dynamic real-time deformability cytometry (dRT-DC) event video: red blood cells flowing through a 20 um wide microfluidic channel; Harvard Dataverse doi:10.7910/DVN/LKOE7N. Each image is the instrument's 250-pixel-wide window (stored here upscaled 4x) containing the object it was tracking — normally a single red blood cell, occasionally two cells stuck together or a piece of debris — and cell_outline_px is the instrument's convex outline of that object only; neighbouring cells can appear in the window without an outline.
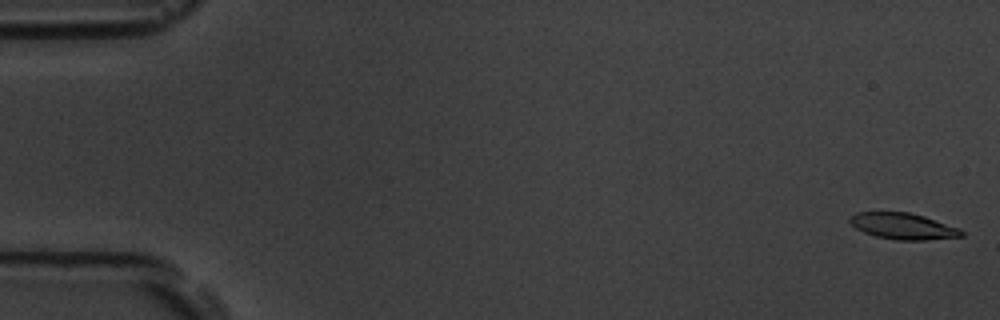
{"species": "common noctule bat (a hibernating species)", "species_latin": "Nyctalus noctula", "temperature_condition": "room temperature", "stored_images_in_passage": 55, "camera_frame_rate_fps": 3000, "um_per_image_px": 0.085, "animal": {"sex": "male", "body_mass_g": 19.5, "forearm_length_mm": 54.6}, "frame": {"image": 1, "passage_image": 1, "time_ms": 0.0, "image_size_px": [1000, 320], "cell_outline_px": [[964, 236], [924, 240], [896, 240], [876, 236], [864, 232], [856, 228], [848, 220], [856, 212], [908, 212], [924, 216], [960, 228], [964, 232]], "centroid_in_image_um": [76.78, 19.22], "position_along_channel_um": 8.2, "area_um2": 16.99}}
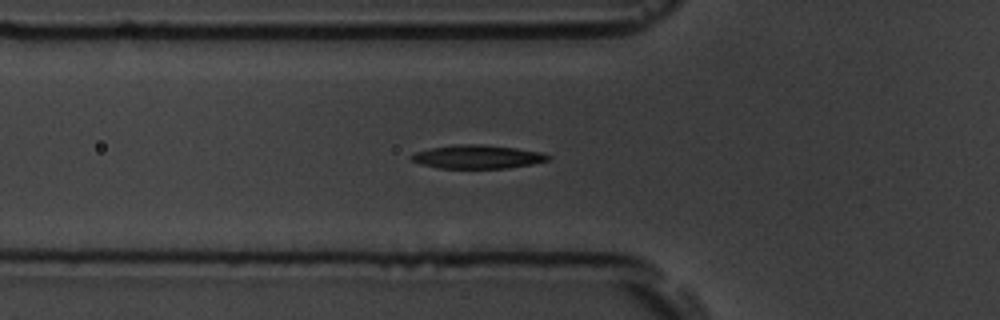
{"frame": {"image": 2, "passage_image": 19, "time_ms": 6.0, "image_size_px": [1000, 320], "cell_outline_px": [[552, 156], [548, 160], [532, 164], [508, 168], [440, 168], [420, 164], [412, 160], [408, 156], [416, 152], [432, 148], [460, 144], [484, 144], [516, 148], [544, 152]], "centroid_in_image_um": [40.62, 13.32], "position_along_channel_um": 85.2, "area_um2": 18.79}}
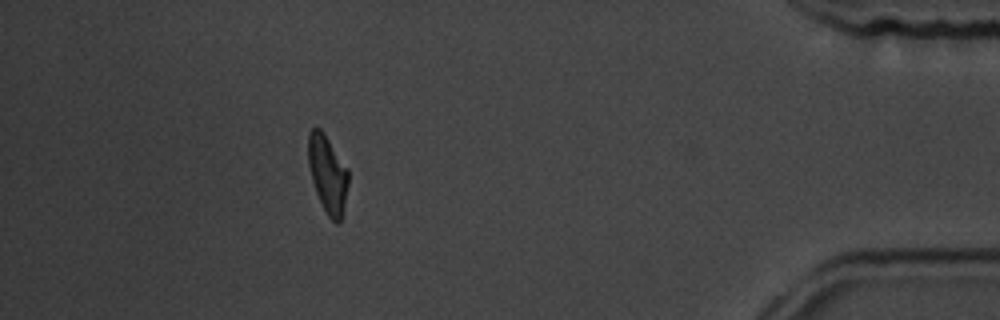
{"frame": {"image": 3, "passage_image": 49, "time_ms": 16.0, "image_size_px": [1000, 320], "cell_outline_px": [[348, 184], [344, 204], [340, 220], [336, 224], [328, 216], [316, 192], [312, 180], [308, 164], [308, 132], [316, 124], [324, 132], [348, 168]], "centroid_in_image_um": [27.83, 14.71], "position_along_channel_um": 407.4, "area_um2": 18.09}, "authors_computed_cell_mechanics": {"area_um2": 18.2648, "velocity_mm_per_s": 3.7331, "shape_relaxation_time_tau1_ms": 3.0584, "shape_relaxation_time_tau2_ms": 4.234, "deformation_change_tau1": 0.1918, "deformation_change_tau2": 0.1223}}